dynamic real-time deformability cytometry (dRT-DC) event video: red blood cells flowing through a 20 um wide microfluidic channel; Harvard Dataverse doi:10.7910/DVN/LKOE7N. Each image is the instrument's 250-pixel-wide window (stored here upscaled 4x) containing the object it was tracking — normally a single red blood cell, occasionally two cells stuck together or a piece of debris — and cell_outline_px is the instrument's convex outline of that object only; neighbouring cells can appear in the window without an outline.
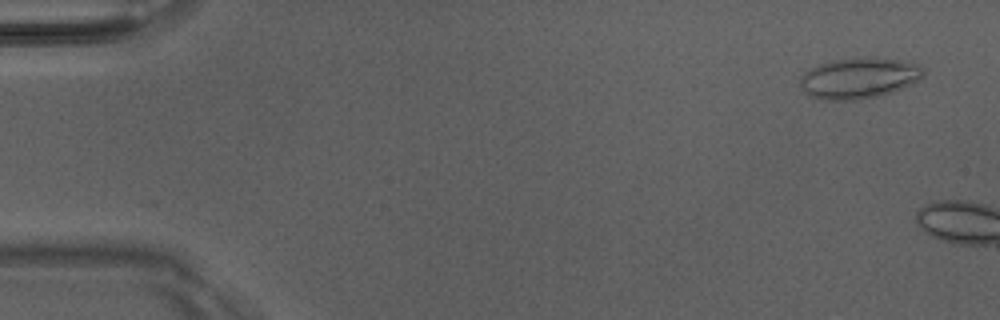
{"species": "Egyptian fruit bat (a non-hibernating species)", "species_latin": "Rousettus aegyptiacus", "temperature_condition": "room temperature", "stored_images_in_passage": 6, "camera_frame_rate_fps": 3000, "um_per_image_px": 0.085, "animal": {"sex": "male"}, "frame": {"image": 1, "passage_image": 3, "time_ms": 0.667, "image_size_px": [1000, 320], "cell_outline_px": [[924, 76], [912, 84], [892, 92], [880, 96], [860, 100], [824, 100], [808, 96], [804, 92], [800, 84], [800, 76], [812, 68], [820, 64], [832, 60], [868, 56], [876, 56], [900, 60], [920, 64], [924, 68]], "centroid_in_image_um": [73.04, 6.63], "position_along_channel_um": 12.0, "area_um2": 29.88}}